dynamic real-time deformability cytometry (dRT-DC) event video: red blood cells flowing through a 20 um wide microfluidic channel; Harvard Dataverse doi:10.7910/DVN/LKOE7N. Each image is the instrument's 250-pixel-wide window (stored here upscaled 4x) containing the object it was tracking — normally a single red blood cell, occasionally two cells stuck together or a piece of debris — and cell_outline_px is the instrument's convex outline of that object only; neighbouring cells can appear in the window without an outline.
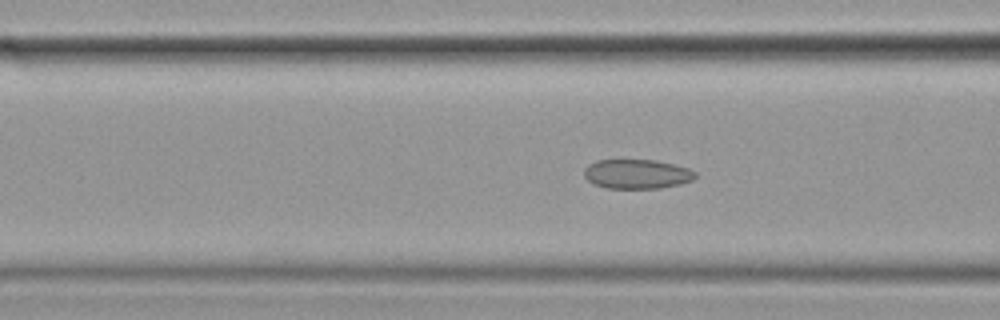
{"species": "common noctule bat (a hibernating species)", "species_latin": "Nyctalus noctula", "temperature_condition": "cold", "stored_images_in_passage": 57, "camera_frame_rate_fps": 3000, "um_per_image_px": 0.085, "animal": {"sex": "female", "body_mass_g": 19.9}, "frame": {"image": 1, "passage_image": 22, "time_ms": 7.0, "image_size_px": [1000, 320], "cell_outline_px": [[696, 176], [692, 180], [680, 184], [660, 188], [604, 188], [592, 184], [584, 176], [584, 168], [588, 164], [596, 160], [656, 160], [676, 164], [688, 168], [696, 172]], "centroid_in_image_um": [54.12, 14.79], "position_along_channel_um": 112.5, "area_um2": 19.25}}
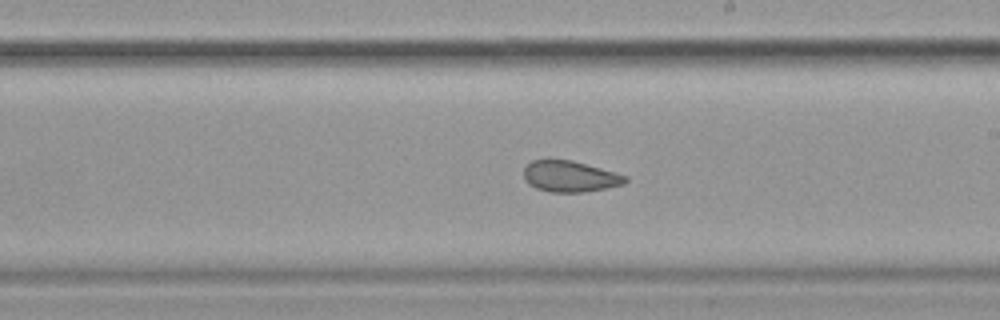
{"frame": {"image": 2, "passage_image": 33, "time_ms": 10.667, "image_size_px": [1000, 320], "cell_outline_px": [[628, 180], [624, 184], [584, 192], [548, 192], [536, 188], [528, 184], [524, 180], [524, 168], [532, 160], [572, 160], [628, 176]], "centroid_in_image_um": [48.43, 15.0], "position_along_channel_um": 240.6, "area_um2": 18.32}}
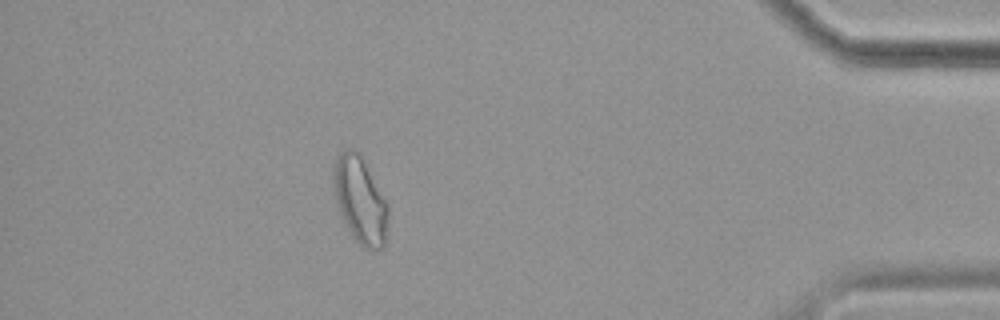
{"frame": {"image": 3, "passage_image": 51, "time_ms": 16.667, "image_size_px": [1000, 320], "cell_outline_px": [[388, 220], [384, 248], [364, 248], [352, 236], [340, 220], [336, 204], [332, 184], [332, 168], [336, 156], [344, 148], [352, 148], [360, 156], [388, 204]], "centroid_in_image_um": [30.55, 17.02], "position_along_channel_um": 404.6, "area_um2": 27.86}, "authors_computed_cell_mechanics": {"area_um2": 21.5594, "velocity_mm_per_s": 3.5097, "shape_relaxation_time_tau1_ms": null, "shape_relaxation_time_tau2_ms": 2.0785, "deformation_change_tau1": null, "deformation_change_tau2": 0.0763}}